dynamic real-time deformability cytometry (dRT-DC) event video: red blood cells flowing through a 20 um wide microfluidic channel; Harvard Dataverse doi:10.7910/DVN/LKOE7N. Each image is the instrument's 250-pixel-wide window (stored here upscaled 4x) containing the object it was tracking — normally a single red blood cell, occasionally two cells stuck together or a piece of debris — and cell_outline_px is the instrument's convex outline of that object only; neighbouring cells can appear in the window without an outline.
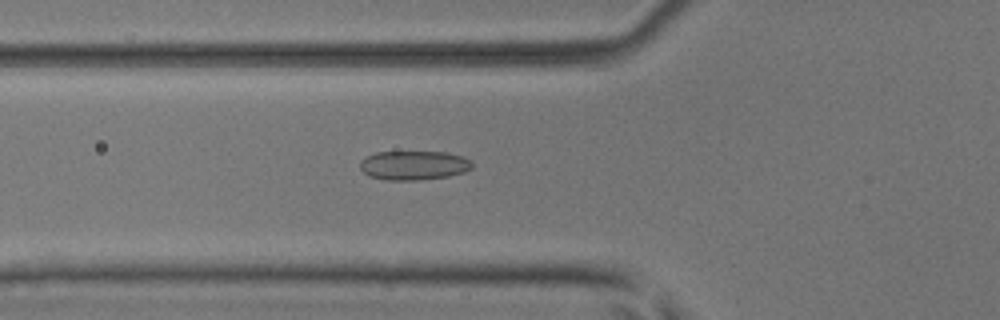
{"species": "common noctule bat (a hibernating species)", "species_latin": "Nyctalus noctula", "temperature_condition": "room temperature", "stored_images_in_passage": 51, "camera_frame_rate_fps": 3000, "um_per_image_px": 0.085, "animal": {"sex": "male", "body_mass_g": 17.9, "forearm_length_mm": 54.2}, "frame": {"image": 1, "passage_image": 19, "time_ms": 6.0, "image_size_px": [1000, 320], "cell_outline_px": [[472, 168], [464, 172], [448, 176], [420, 180], [384, 180], [368, 176], [360, 168], [360, 160], [376, 152], [448, 152], [472, 160]], "centroid_in_image_um": [35.17, 14.06], "position_along_channel_um": 90.6, "area_um2": 19.13}}
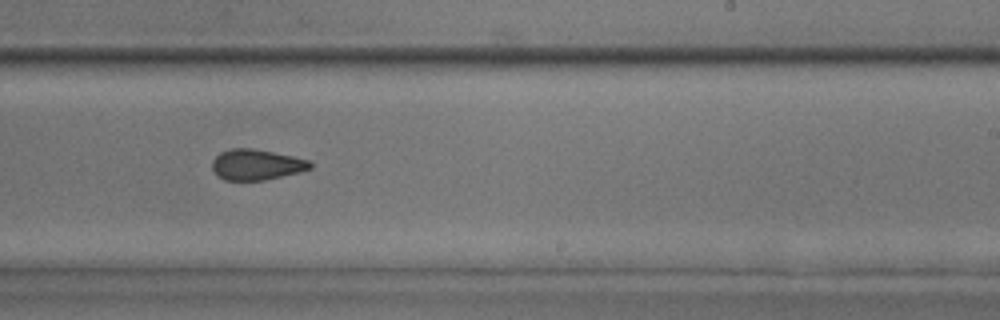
{"frame": {"image": 2, "passage_image": 32, "time_ms": 10.333, "image_size_px": [1000, 320], "cell_outline_px": [[312, 168], [300, 172], [264, 180], [224, 180], [212, 168], [212, 160], [220, 152], [232, 148], [252, 148], [292, 156], [308, 160], [312, 164]], "centroid_in_image_um": [21.8, 13.99], "position_along_channel_um": 267.2, "area_um2": 17.34}}
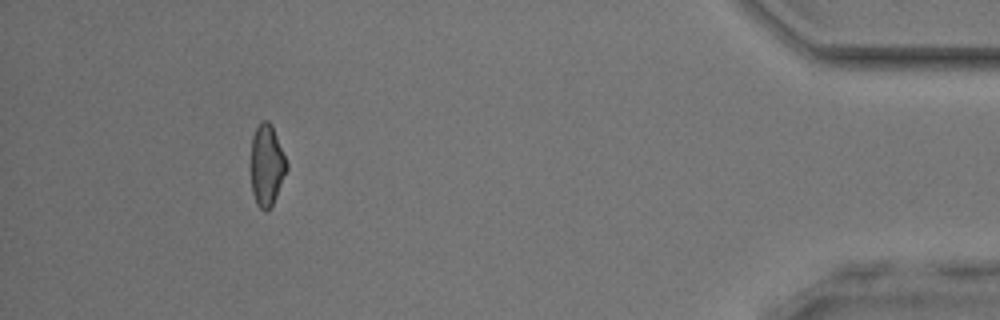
{"frame": {"image": 3, "passage_image": 47, "time_ms": 15.333, "image_size_px": [1000, 320], "cell_outline_px": [[288, 168], [276, 196], [268, 212], [264, 212], [256, 204], [252, 192], [252, 136], [260, 120], [268, 120], [272, 124], [288, 164]], "centroid_in_image_um": [22.68, 14.04], "position_along_channel_um": 412.5, "area_um2": 16.94}, "authors_computed_cell_mechanics": {"area_um2": 18.0336, "velocity_mm_per_s": 4.0839, "shape_relaxation_time_tau1_ms": null, "shape_relaxation_time_tau2_ms": 1.833, "deformation_change_tau1": null, "deformation_change_tau2": 0.0913}}